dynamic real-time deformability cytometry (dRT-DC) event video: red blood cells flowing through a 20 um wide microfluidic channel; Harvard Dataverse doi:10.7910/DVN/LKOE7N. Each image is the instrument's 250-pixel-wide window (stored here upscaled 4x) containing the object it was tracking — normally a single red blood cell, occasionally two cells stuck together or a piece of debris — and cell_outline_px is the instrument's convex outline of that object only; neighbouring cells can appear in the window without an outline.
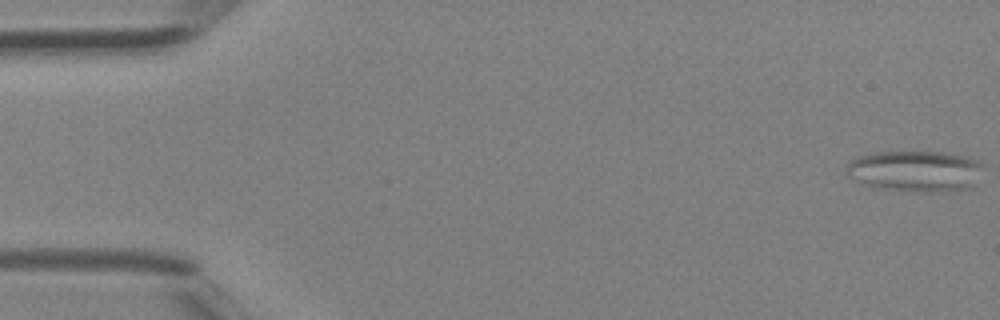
{"species": "Egyptian fruit bat (a non-hibernating species)", "species_latin": "Rousettus aegyptiacus", "temperature_condition": "room temperature", "stored_images_in_passage": 43, "camera_frame_rate_fps": 3000, "um_per_image_px": 0.085, "animal": {"sex": "female"}, "frame": {"image": 1, "passage_image": 1, "time_ms": 0.0, "image_size_px": [1000, 320], "cell_outline_px": [[984, 164], [972, 184], [968, 188], [940, 192], [908, 192], [872, 188], [848, 176], [844, 172], [848, 164], [852, 160], [860, 156], [872, 152], [908, 148], [944, 152], [968, 156], [980, 160]], "centroid_in_image_um": [77.75, 14.49], "position_along_channel_um": 7.2, "area_um2": 34.16}}
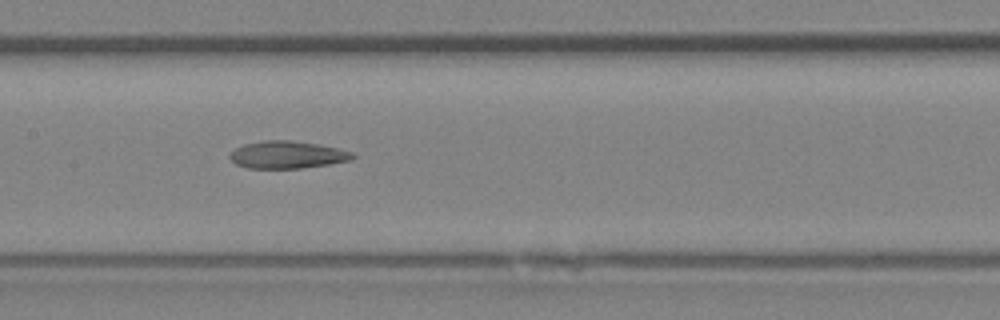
{"frame": {"image": 2, "passage_image": 21, "time_ms": 6.667, "image_size_px": [1000, 320], "cell_outline_px": [[356, 156], [352, 160], [328, 164], [300, 168], [248, 168], [236, 164], [228, 156], [236, 148], [244, 144], [264, 140], [292, 140], [320, 144], [340, 148], [352, 152]], "centroid_in_image_um": [24.45, 13.14], "position_along_channel_um": 182.9, "area_um2": 19.65}}
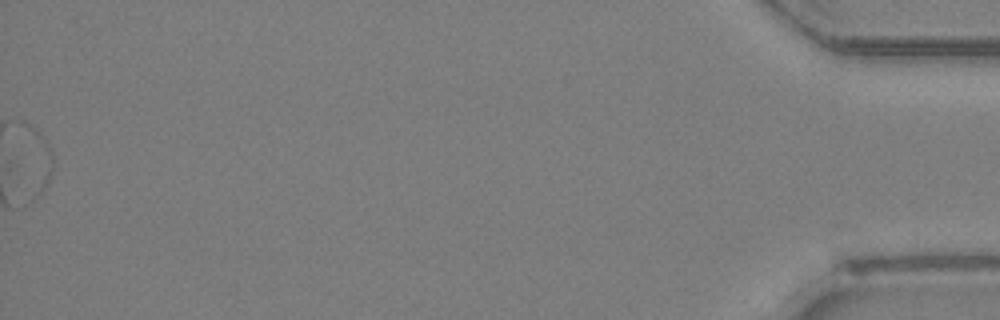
{"frame": {"image": 3, "passage_image": 43, "time_ms": 14.0, "image_size_px": [1000, 320], "cell_outline_px": [[52, 172], [48, 184], [44, 192], [24, 208], [20, 124], [20, 120], [36, 128], [44, 136], [52, 152]], "centroid_in_image_um": [2.94, 13.82], "position_along_channel_um": 432.3, "area_um2": 13.99}}